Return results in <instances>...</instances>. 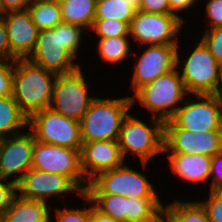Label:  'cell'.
<instances>
[{
    "label": "cell",
    "instance_id": "6da1fadb",
    "mask_svg": "<svg viewBox=\"0 0 222 222\" xmlns=\"http://www.w3.org/2000/svg\"><path fill=\"white\" fill-rule=\"evenodd\" d=\"M85 30L79 25L62 22L52 29L39 31L27 60L56 75L76 70L81 66L76 60L80 57L84 35L88 33H84Z\"/></svg>",
    "mask_w": 222,
    "mask_h": 222
},
{
    "label": "cell",
    "instance_id": "7a4b0ae2",
    "mask_svg": "<svg viewBox=\"0 0 222 222\" xmlns=\"http://www.w3.org/2000/svg\"><path fill=\"white\" fill-rule=\"evenodd\" d=\"M56 76L27 59L15 60L12 97L28 118L37 111L50 108Z\"/></svg>",
    "mask_w": 222,
    "mask_h": 222
},
{
    "label": "cell",
    "instance_id": "3957f363",
    "mask_svg": "<svg viewBox=\"0 0 222 222\" xmlns=\"http://www.w3.org/2000/svg\"><path fill=\"white\" fill-rule=\"evenodd\" d=\"M133 113L124 118L118 143L124 160L130 154L140 161L142 169L148 168V163L164 151V121L151 117L148 123ZM151 122V123H150ZM153 124V125H152Z\"/></svg>",
    "mask_w": 222,
    "mask_h": 222
},
{
    "label": "cell",
    "instance_id": "277c9868",
    "mask_svg": "<svg viewBox=\"0 0 222 222\" xmlns=\"http://www.w3.org/2000/svg\"><path fill=\"white\" fill-rule=\"evenodd\" d=\"M188 95L180 73L175 67L139 88L130 97L132 108L139 104L150 112L151 117L165 122L176 114Z\"/></svg>",
    "mask_w": 222,
    "mask_h": 222
},
{
    "label": "cell",
    "instance_id": "5b68a950",
    "mask_svg": "<svg viewBox=\"0 0 222 222\" xmlns=\"http://www.w3.org/2000/svg\"><path fill=\"white\" fill-rule=\"evenodd\" d=\"M133 110L131 97H95L80 120L82 142L118 140L124 118Z\"/></svg>",
    "mask_w": 222,
    "mask_h": 222
},
{
    "label": "cell",
    "instance_id": "8992f818",
    "mask_svg": "<svg viewBox=\"0 0 222 222\" xmlns=\"http://www.w3.org/2000/svg\"><path fill=\"white\" fill-rule=\"evenodd\" d=\"M191 48V53L183 55L179 45L176 52V67L184 82L185 88L190 95L195 94H216L218 84L219 63L210 53L205 44L196 39ZM199 40V41H198ZM193 49V50H192ZM182 58V59H181Z\"/></svg>",
    "mask_w": 222,
    "mask_h": 222
},
{
    "label": "cell",
    "instance_id": "52a82bcc",
    "mask_svg": "<svg viewBox=\"0 0 222 222\" xmlns=\"http://www.w3.org/2000/svg\"><path fill=\"white\" fill-rule=\"evenodd\" d=\"M127 165V166H126ZM154 183L126 162L120 167L95 176L87 186L85 194H112L130 198H160Z\"/></svg>",
    "mask_w": 222,
    "mask_h": 222
},
{
    "label": "cell",
    "instance_id": "ba28073f",
    "mask_svg": "<svg viewBox=\"0 0 222 222\" xmlns=\"http://www.w3.org/2000/svg\"><path fill=\"white\" fill-rule=\"evenodd\" d=\"M82 65L76 70L56 76L50 108L61 115L80 121L96 97L90 92L89 81ZM88 83V84H87Z\"/></svg>",
    "mask_w": 222,
    "mask_h": 222
},
{
    "label": "cell",
    "instance_id": "9c48e42d",
    "mask_svg": "<svg viewBox=\"0 0 222 222\" xmlns=\"http://www.w3.org/2000/svg\"><path fill=\"white\" fill-rule=\"evenodd\" d=\"M28 129L36 141L81 150L80 121L67 118L51 108L33 113L28 118Z\"/></svg>",
    "mask_w": 222,
    "mask_h": 222
},
{
    "label": "cell",
    "instance_id": "30bf717a",
    "mask_svg": "<svg viewBox=\"0 0 222 222\" xmlns=\"http://www.w3.org/2000/svg\"><path fill=\"white\" fill-rule=\"evenodd\" d=\"M164 127H180L195 132L222 131L216 94L188 95L176 114L165 121Z\"/></svg>",
    "mask_w": 222,
    "mask_h": 222
},
{
    "label": "cell",
    "instance_id": "8fae6325",
    "mask_svg": "<svg viewBox=\"0 0 222 222\" xmlns=\"http://www.w3.org/2000/svg\"><path fill=\"white\" fill-rule=\"evenodd\" d=\"M185 22L177 15L136 11L129 27V36L138 46L179 44Z\"/></svg>",
    "mask_w": 222,
    "mask_h": 222
},
{
    "label": "cell",
    "instance_id": "7c38bea8",
    "mask_svg": "<svg viewBox=\"0 0 222 222\" xmlns=\"http://www.w3.org/2000/svg\"><path fill=\"white\" fill-rule=\"evenodd\" d=\"M31 168L65 175L84 193L87 189L88 182L80 167V150L35 140Z\"/></svg>",
    "mask_w": 222,
    "mask_h": 222
},
{
    "label": "cell",
    "instance_id": "4fadbf2b",
    "mask_svg": "<svg viewBox=\"0 0 222 222\" xmlns=\"http://www.w3.org/2000/svg\"><path fill=\"white\" fill-rule=\"evenodd\" d=\"M81 197L84 192L67 176L30 168L17 183V194L27 199L49 203L50 197L60 201L67 193ZM64 194V196H62ZM49 199V200H48Z\"/></svg>",
    "mask_w": 222,
    "mask_h": 222
},
{
    "label": "cell",
    "instance_id": "5bb4252c",
    "mask_svg": "<svg viewBox=\"0 0 222 222\" xmlns=\"http://www.w3.org/2000/svg\"><path fill=\"white\" fill-rule=\"evenodd\" d=\"M178 44H156L139 46L142 52L135 53L133 75L130 77V88L134 94L139 88L154 81L157 77L176 67ZM146 48V49H145ZM136 62V63H135Z\"/></svg>",
    "mask_w": 222,
    "mask_h": 222
},
{
    "label": "cell",
    "instance_id": "9a60e30c",
    "mask_svg": "<svg viewBox=\"0 0 222 222\" xmlns=\"http://www.w3.org/2000/svg\"><path fill=\"white\" fill-rule=\"evenodd\" d=\"M26 131L0 139V177L16 184L32 166L35 137Z\"/></svg>",
    "mask_w": 222,
    "mask_h": 222
},
{
    "label": "cell",
    "instance_id": "2e32d148",
    "mask_svg": "<svg viewBox=\"0 0 222 222\" xmlns=\"http://www.w3.org/2000/svg\"><path fill=\"white\" fill-rule=\"evenodd\" d=\"M222 150V131L195 132L164 127L163 153L198 154L213 157Z\"/></svg>",
    "mask_w": 222,
    "mask_h": 222
},
{
    "label": "cell",
    "instance_id": "e0dca14e",
    "mask_svg": "<svg viewBox=\"0 0 222 222\" xmlns=\"http://www.w3.org/2000/svg\"><path fill=\"white\" fill-rule=\"evenodd\" d=\"M125 162L118 140L82 142L80 167L88 183L98 174L120 167Z\"/></svg>",
    "mask_w": 222,
    "mask_h": 222
},
{
    "label": "cell",
    "instance_id": "ac0fdd59",
    "mask_svg": "<svg viewBox=\"0 0 222 222\" xmlns=\"http://www.w3.org/2000/svg\"><path fill=\"white\" fill-rule=\"evenodd\" d=\"M2 16L7 28L11 60L27 59L33 52L39 33L28 9L5 12Z\"/></svg>",
    "mask_w": 222,
    "mask_h": 222
},
{
    "label": "cell",
    "instance_id": "d6986e66",
    "mask_svg": "<svg viewBox=\"0 0 222 222\" xmlns=\"http://www.w3.org/2000/svg\"><path fill=\"white\" fill-rule=\"evenodd\" d=\"M173 175L188 184H206L210 179L212 157L198 154L163 153Z\"/></svg>",
    "mask_w": 222,
    "mask_h": 222
},
{
    "label": "cell",
    "instance_id": "ffe728a7",
    "mask_svg": "<svg viewBox=\"0 0 222 222\" xmlns=\"http://www.w3.org/2000/svg\"><path fill=\"white\" fill-rule=\"evenodd\" d=\"M50 207L43 201L16 194L10 207L0 216V222H53Z\"/></svg>",
    "mask_w": 222,
    "mask_h": 222
},
{
    "label": "cell",
    "instance_id": "44dd1931",
    "mask_svg": "<svg viewBox=\"0 0 222 222\" xmlns=\"http://www.w3.org/2000/svg\"><path fill=\"white\" fill-rule=\"evenodd\" d=\"M23 129V130H22ZM28 129V117L12 96L0 97V139Z\"/></svg>",
    "mask_w": 222,
    "mask_h": 222
},
{
    "label": "cell",
    "instance_id": "7402d4cb",
    "mask_svg": "<svg viewBox=\"0 0 222 222\" xmlns=\"http://www.w3.org/2000/svg\"><path fill=\"white\" fill-rule=\"evenodd\" d=\"M62 21L88 29L92 27L97 0H59Z\"/></svg>",
    "mask_w": 222,
    "mask_h": 222
},
{
    "label": "cell",
    "instance_id": "603a6c76",
    "mask_svg": "<svg viewBox=\"0 0 222 222\" xmlns=\"http://www.w3.org/2000/svg\"><path fill=\"white\" fill-rule=\"evenodd\" d=\"M166 205V206H165ZM163 204L166 222H210L206 210L197 200H174Z\"/></svg>",
    "mask_w": 222,
    "mask_h": 222
},
{
    "label": "cell",
    "instance_id": "cb8c5ba5",
    "mask_svg": "<svg viewBox=\"0 0 222 222\" xmlns=\"http://www.w3.org/2000/svg\"><path fill=\"white\" fill-rule=\"evenodd\" d=\"M27 9L39 31L52 29L63 22L59 0H31Z\"/></svg>",
    "mask_w": 222,
    "mask_h": 222
},
{
    "label": "cell",
    "instance_id": "d4e9b609",
    "mask_svg": "<svg viewBox=\"0 0 222 222\" xmlns=\"http://www.w3.org/2000/svg\"><path fill=\"white\" fill-rule=\"evenodd\" d=\"M97 41V51L99 57L103 60L104 63L117 65L121 62L126 61L127 58H130L131 53L134 55V52H131V38L130 37H108V38H96ZM120 62V63H119Z\"/></svg>",
    "mask_w": 222,
    "mask_h": 222
},
{
    "label": "cell",
    "instance_id": "484cf974",
    "mask_svg": "<svg viewBox=\"0 0 222 222\" xmlns=\"http://www.w3.org/2000/svg\"><path fill=\"white\" fill-rule=\"evenodd\" d=\"M102 213L121 222H128V198L112 194H86Z\"/></svg>",
    "mask_w": 222,
    "mask_h": 222
},
{
    "label": "cell",
    "instance_id": "4316f807",
    "mask_svg": "<svg viewBox=\"0 0 222 222\" xmlns=\"http://www.w3.org/2000/svg\"><path fill=\"white\" fill-rule=\"evenodd\" d=\"M136 11L126 0H97L95 19H116L130 25Z\"/></svg>",
    "mask_w": 222,
    "mask_h": 222
},
{
    "label": "cell",
    "instance_id": "83f0119b",
    "mask_svg": "<svg viewBox=\"0 0 222 222\" xmlns=\"http://www.w3.org/2000/svg\"><path fill=\"white\" fill-rule=\"evenodd\" d=\"M161 199L128 197V222L153 218L163 208Z\"/></svg>",
    "mask_w": 222,
    "mask_h": 222
},
{
    "label": "cell",
    "instance_id": "f1b7e54d",
    "mask_svg": "<svg viewBox=\"0 0 222 222\" xmlns=\"http://www.w3.org/2000/svg\"><path fill=\"white\" fill-rule=\"evenodd\" d=\"M129 27L128 23L116 19H94L88 32L93 31L97 38L130 37Z\"/></svg>",
    "mask_w": 222,
    "mask_h": 222
},
{
    "label": "cell",
    "instance_id": "f546056e",
    "mask_svg": "<svg viewBox=\"0 0 222 222\" xmlns=\"http://www.w3.org/2000/svg\"><path fill=\"white\" fill-rule=\"evenodd\" d=\"M84 200V207L79 208H71L64 207L57 208L55 213V221L56 222H89L90 218V198L84 193L81 197ZM87 204V205H86ZM54 221V222H55Z\"/></svg>",
    "mask_w": 222,
    "mask_h": 222
},
{
    "label": "cell",
    "instance_id": "4dcf8cb0",
    "mask_svg": "<svg viewBox=\"0 0 222 222\" xmlns=\"http://www.w3.org/2000/svg\"><path fill=\"white\" fill-rule=\"evenodd\" d=\"M206 200H198L206 210L210 222H222V191L209 190Z\"/></svg>",
    "mask_w": 222,
    "mask_h": 222
},
{
    "label": "cell",
    "instance_id": "1f68e13d",
    "mask_svg": "<svg viewBox=\"0 0 222 222\" xmlns=\"http://www.w3.org/2000/svg\"><path fill=\"white\" fill-rule=\"evenodd\" d=\"M200 40L218 63L222 62V27L203 31Z\"/></svg>",
    "mask_w": 222,
    "mask_h": 222
},
{
    "label": "cell",
    "instance_id": "d6a6232c",
    "mask_svg": "<svg viewBox=\"0 0 222 222\" xmlns=\"http://www.w3.org/2000/svg\"><path fill=\"white\" fill-rule=\"evenodd\" d=\"M15 61L0 59V97L12 96Z\"/></svg>",
    "mask_w": 222,
    "mask_h": 222
},
{
    "label": "cell",
    "instance_id": "836d02e7",
    "mask_svg": "<svg viewBox=\"0 0 222 222\" xmlns=\"http://www.w3.org/2000/svg\"><path fill=\"white\" fill-rule=\"evenodd\" d=\"M205 16L209 25L204 30L221 28L222 27V0H205Z\"/></svg>",
    "mask_w": 222,
    "mask_h": 222
},
{
    "label": "cell",
    "instance_id": "e575fe53",
    "mask_svg": "<svg viewBox=\"0 0 222 222\" xmlns=\"http://www.w3.org/2000/svg\"><path fill=\"white\" fill-rule=\"evenodd\" d=\"M17 194V184L0 177V216L10 207Z\"/></svg>",
    "mask_w": 222,
    "mask_h": 222
},
{
    "label": "cell",
    "instance_id": "d590c367",
    "mask_svg": "<svg viewBox=\"0 0 222 222\" xmlns=\"http://www.w3.org/2000/svg\"><path fill=\"white\" fill-rule=\"evenodd\" d=\"M209 180V190L222 191V150L212 157Z\"/></svg>",
    "mask_w": 222,
    "mask_h": 222
},
{
    "label": "cell",
    "instance_id": "8d00e7d4",
    "mask_svg": "<svg viewBox=\"0 0 222 222\" xmlns=\"http://www.w3.org/2000/svg\"><path fill=\"white\" fill-rule=\"evenodd\" d=\"M138 10L146 13L171 14L168 0H140Z\"/></svg>",
    "mask_w": 222,
    "mask_h": 222
},
{
    "label": "cell",
    "instance_id": "74e56055",
    "mask_svg": "<svg viewBox=\"0 0 222 222\" xmlns=\"http://www.w3.org/2000/svg\"><path fill=\"white\" fill-rule=\"evenodd\" d=\"M0 59L11 60V48L2 15L0 16Z\"/></svg>",
    "mask_w": 222,
    "mask_h": 222
},
{
    "label": "cell",
    "instance_id": "f35d334b",
    "mask_svg": "<svg viewBox=\"0 0 222 222\" xmlns=\"http://www.w3.org/2000/svg\"><path fill=\"white\" fill-rule=\"evenodd\" d=\"M170 4L171 14L177 15L180 19H182L185 22V18L182 17L181 13L183 14L184 11L188 12L187 10L193 6H195L196 3H199V0H168Z\"/></svg>",
    "mask_w": 222,
    "mask_h": 222
},
{
    "label": "cell",
    "instance_id": "ab89813d",
    "mask_svg": "<svg viewBox=\"0 0 222 222\" xmlns=\"http://www.w3.org/2000/svg\"><path fill=\"white\" fill-rule=\"evenodd\" d=\"M31 0H1L2 14L9 11L25 10Z\"/></svg>",
    "mask_w": 222,
    "mask_h": 222
},
{
    "label": "cell",
    "instance_id": "60d3db41",
    "mask_svg": "<svg viewBox=\"0 0 222 222\" xmlns=\"http://www.w3.org/2000/svg\"><path fill=\"white\" fill-rule=\"evenodd\" d=\"M89 222H121L99 211L90 199V218Z\"/></svg>",
    "mask_w": 222,
    "mask_h": 222
},
{
    "label": "cell",
    "instance_id": "b9f144b4",
    "mask_svg": "<svg viewBox=\"0 0 222 222\" xmlns=\"http://www.w3.org/2000/svg\"><path fill=\"white\" fill-rule=\"evenodd\" d=\"M131 222H166V215L162 208L153 218H149L147 220H140V221H131Z\"/></svg>",
    "mask_w": 222,
    "mask_h": 222
},
{
    "label": "cell",
    "instance_id": "7bdbcfd3",
    "mask_svg": "<svg viewBox=\"0 0 222 222\" xmlns=\"http://www.w3.org/2000/svg\"><path fill=\"white\" fill-rule=\"evenodd\" d=\"M217 93H222V62L219 63Z\"/></svg>",
    "mask_w": 222,
    "mask_h": 222
},
{
    "label": "cell",
    "instance_id": "ee69618b",
    "mask_svg": "<svg viewBox=\"0 0 222 222\" xmlns=\"http://www.w3.org/2000/svg\"><path fill=\"white\" fill-rule=\"evenodd\" d=\"M216 97L219 103L220 118H221V123H222V93H216Z\"/></svg>",
    "mask_w": 222,
    "mask_h": 222
},
{
    "label": "cell",
    "instance_id": "f6af8a7d",
    "mask_svg": "<svg viewBox=\"0 0 222 222\" xmlns=\"http://www.w3.org/2000/svg\"><path fill=\"white\" fill-rule=\"evenodd\" d=\"M129 4L133 5L137 10L140 0H126Z\"/></svg>",
    "mask_w": 222,
    "mask_h": 222
},
{
    "label": "cell",
    "instance_id": "bcb514c9",
    "mask_svg": "<svg viewBox=\"0 0 222 222\" xmlns=\"http://www.w3.org/2000/svg\"><path fill=\"white\" fill-rule=\"evenodd\" d=\"M2 15V6H1V0H0V16Z\"/></svg>",
    "mask_w": 222,
    "mask_h": 222
}]
</instances>
